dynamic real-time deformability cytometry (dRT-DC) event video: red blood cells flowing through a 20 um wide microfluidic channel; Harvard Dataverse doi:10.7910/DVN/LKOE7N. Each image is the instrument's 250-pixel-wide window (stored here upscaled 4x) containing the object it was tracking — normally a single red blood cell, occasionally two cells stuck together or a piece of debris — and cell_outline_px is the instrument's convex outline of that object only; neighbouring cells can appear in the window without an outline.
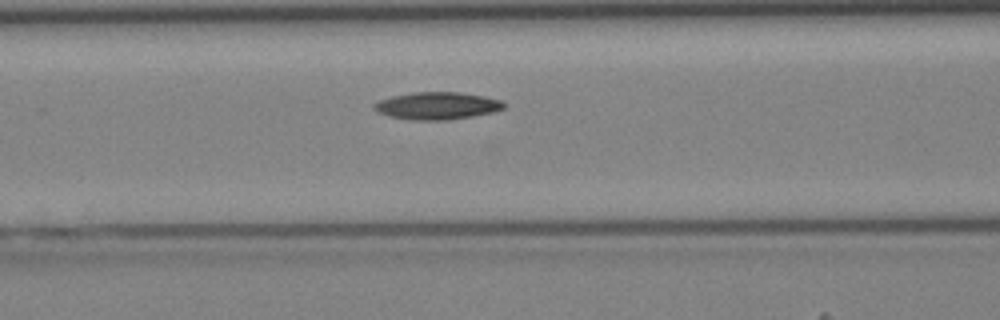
{"species": "Egyptian fruit bat (a non-hibernating species)", "species_latin": "Rousettus aegyptiacus", "temperature_condition": "cold", "stored_images_in_passage": 28, "camera_frame_rate_fps": 3000, "um_per_image_px": 0.085, "animal": {"sex": "female"}, "frame": {"image": 1, "passage_image": 6, "time_ms": 1.667, "image_size_px": [1000, 320], "cell_outline_px": [[504, 108], [492, 112], [472, 116], [448, 120], [412, 120], [388, 116], [372, 108], [372, 104], [380, 100], [392, 96], [412, 92], [460, 92], [484, 96], [500, 100], [504, 104]], "centroid_in_image_um": [37.12, 8.99], "position_along_channel_um": 129.5, "area_um2": 20.63}}
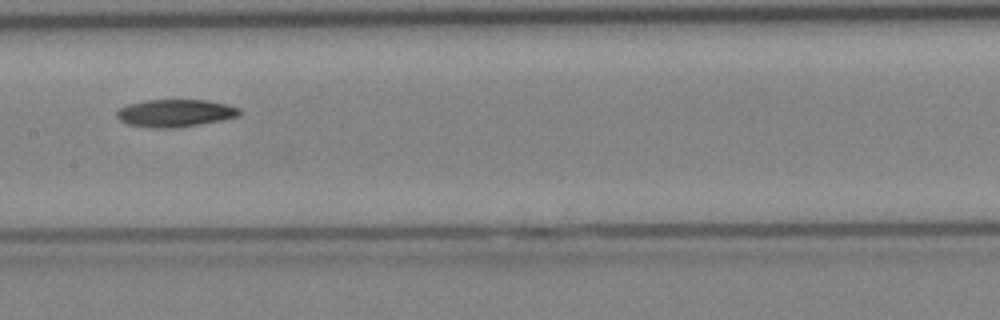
{"frame": {"image": 2, "passage_image": 10, "time_ms": 3.0, "image_size_px": [1000, 320], "cell_outline_px": [[240, 116], [200, 124], [176, 128], [152, 128], [128, 124], [120, 120], [116, 116], [116, 112], [120, 108], [128, 104], [144, 100], [208, 100], [228, 104], [240, 108]], "centroid_in_image_um": [14.9, 9.61], "position_along_channel_um": 192.5, "area_um2": 19.77}}
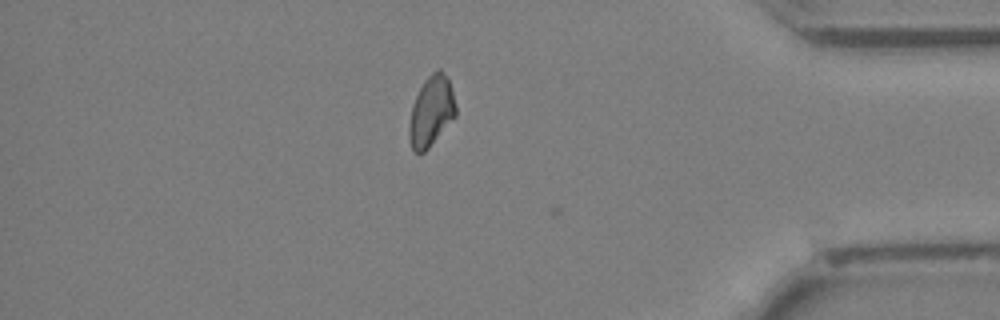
{"frame": {"image": 3, "passage_image": 25, "time_ms": 8.0, "image_size_px": [1000, 320], "cell_outline_px": [[456, 116], [428, 148], [424, 152], [412, 152], [408, 136], [408, 124], [412, 104], [424, 80], [436, 68], [440, 68], [448, 76], [456, 104]], "centroid_in_image_um": [36.65, 9.44], "position_along_channel_um": 398.6, "area_um2": 19.36}}